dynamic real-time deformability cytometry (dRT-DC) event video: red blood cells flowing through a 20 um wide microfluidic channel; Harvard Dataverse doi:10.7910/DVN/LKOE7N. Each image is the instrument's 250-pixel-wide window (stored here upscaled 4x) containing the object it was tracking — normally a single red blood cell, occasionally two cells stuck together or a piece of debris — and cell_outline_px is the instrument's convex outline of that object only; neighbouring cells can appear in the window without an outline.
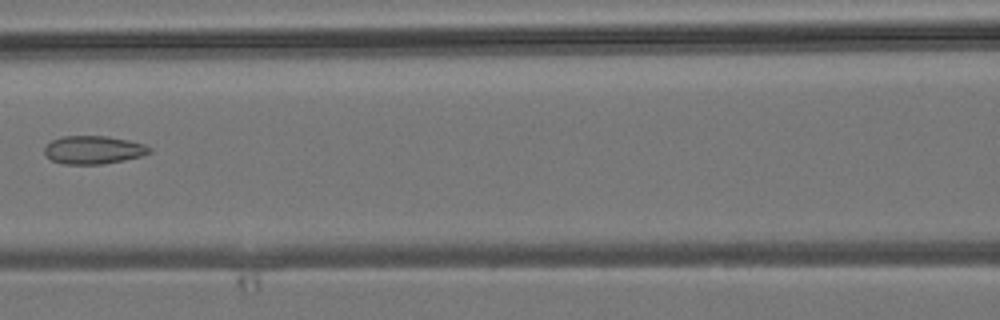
{"species": "common noctule bat (a hibernating species)", "species_latin": "Nyctalus noctula", "temperature_condition": "room temperature", "stored_images_in_passage": 6, "camera_frame_rate_fps": 3000, "um_per_image_px": 0.085, "animal": {"sex": "male", "body_mass_g": 19.2, "forearm_length_mm": 51.8}, "frame": {"image": 1, "passage_image": 6, "time_ms": 6.667, "image_size_px": [1000, 320], "cell_outline_px": [[152, 152], [140, 156], [124, 160], [100, 164], [64, 164], [52, 160], [44, 152], [44, 148], [52, 140], [60, 136], [108, 136], [128, 140], [144, 144], [152, 148]], "centroid_in_image_um": [7.95, 12.73], "position_along_channel_um": 158.6, "area_um2": 17.17}}